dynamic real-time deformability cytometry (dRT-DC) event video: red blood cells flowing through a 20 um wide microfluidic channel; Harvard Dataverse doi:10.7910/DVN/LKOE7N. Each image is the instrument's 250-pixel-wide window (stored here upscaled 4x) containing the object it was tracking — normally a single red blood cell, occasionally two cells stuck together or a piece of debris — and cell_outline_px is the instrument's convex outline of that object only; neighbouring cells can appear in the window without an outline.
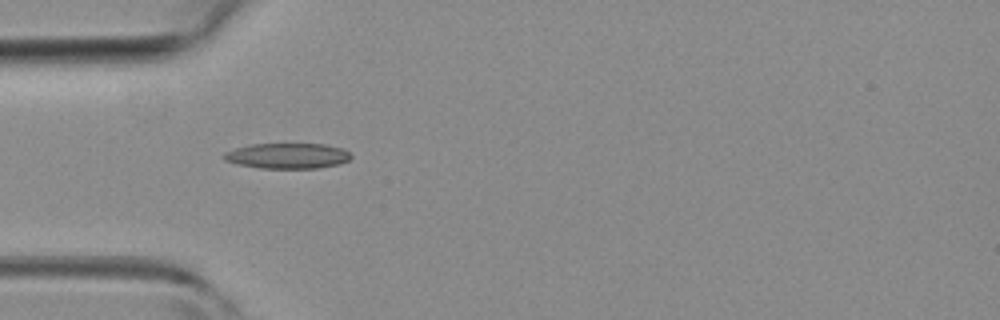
{"species": "common noctule bat (a hibernating species)", "species_latin": "Nyctalus noctula", "temperature_condition": "room temperature", "stored_images_in_passage": 5, "camera_frame_rate_fps": 3000, "um_per_image_px": 0.085, "animal": {"sex": "female", "body_mass_g": 19.3, "forearm_length_mm": 54.1}, "frame": {"image": 1, "passage_image": 4, "time_ms": 4.333, "image_size_px": [1000, 320], "cell_outline_px": [[352, 156], [348, 160], [336, 164], [316, 168], [260, 168], [236, 164], [224, 160], [224, 152], [236, 148], [252, 144], [324, 144], [344, 148]], "centroid_in_image_um": [24.42, 13.24], "position_along_channel_um": 60.6, "area_um2": 18.73}}
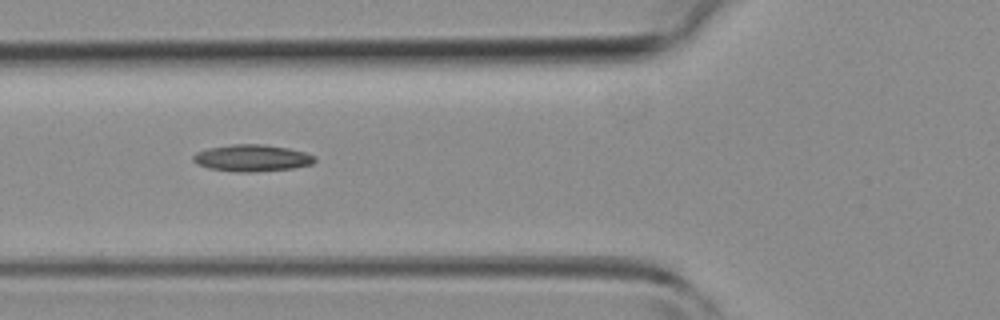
{"frame": {"image": 2, "passage_image": 5, "time_ms": 5.333, "image_size_px": [1000, 320], "cell_outline_px": [[316, 160], [312, 164], [292, 168], [256, 172], [240, 172], [208, 168], [196, 164], [192, 160], [192, 156], [196, 152], [208, 148], [232, 144], [264, 144], [288, 148], [304, 152], [316, 156]], "centroid_in_image_um": [21.4, 13.43], "position_along_channel_um": 104.4, "area_um2": 19.07}}